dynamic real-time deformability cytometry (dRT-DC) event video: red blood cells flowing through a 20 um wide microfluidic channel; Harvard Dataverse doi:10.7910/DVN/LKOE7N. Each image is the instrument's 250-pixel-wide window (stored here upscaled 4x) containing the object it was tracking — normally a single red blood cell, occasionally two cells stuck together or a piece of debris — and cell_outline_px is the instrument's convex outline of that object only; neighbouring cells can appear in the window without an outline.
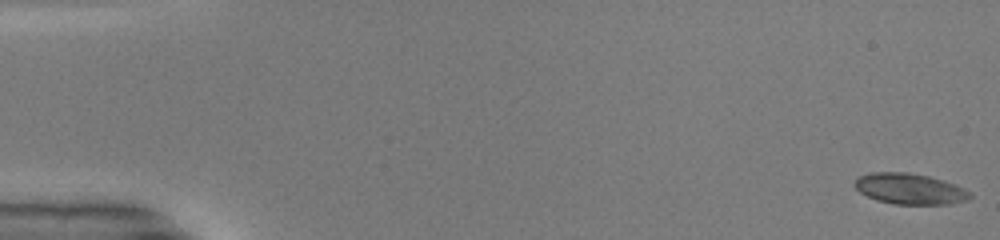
{"species": "common noctule bat (a hibernating species)", "species_latin": "Nyctalus noctula", "temperature_condition": "warm", "stored_images_in_passage": 8, "camera_frame_rate_fps": 3000, "um_per_image_px": 0.085, "animal": {"sex": "male", "body_mass_g": 19.0, "forearm_length_mm": 50.8}, "frame": {"image": 1, "passage_image": 1, "time_ms": 0.0, "image_size_px": [1000, 240], "cell_outline_px": [[972, 196], [968, 200], [948, 204], [896, 204], [876, 200], [860, 192], [852, 184], [860, 176], [872, 172], [908, 172], [928, 176], [944, 180], [956, 184], [964, 188]], "centroid_in_image_um": [77.34, 16.05], "position_along_channel_um": 7.7, "area_um2": 20.69}}